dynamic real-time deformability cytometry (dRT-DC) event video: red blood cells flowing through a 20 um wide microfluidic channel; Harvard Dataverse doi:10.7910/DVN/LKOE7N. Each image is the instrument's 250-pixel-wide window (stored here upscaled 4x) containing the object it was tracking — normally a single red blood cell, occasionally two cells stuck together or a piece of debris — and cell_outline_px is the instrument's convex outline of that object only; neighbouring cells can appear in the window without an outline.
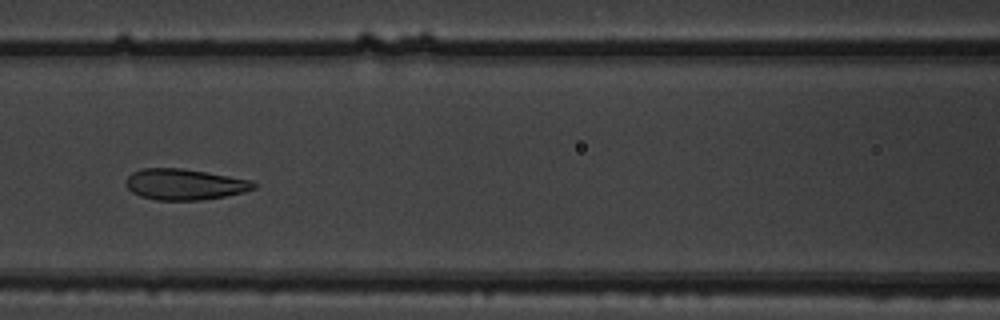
{"species": "common noctule bat (a hibernating species)", "species_latin": "Nyctalus noctula", "temperature_condition": "warm", "stored_images_in_passage": 7, "camera_frame_rate_fps": 3000, "um_per_image_px": 0.085, "animal": {"sex": "male", "body_mass_g": 19.5, "forearm_length_mm": 54.6}, "frame": {"image": 1, "passage_image": 5, "time_ms": 1.333, "image_size_px": [1000, 320], "cell_outline_px": [[256, 188], [244, 192], [224, 196], [200, 200], [156, 200], [140, 196], [132, 192], [124, 184], [124, 180], [132, 172], [140, 168], [184, 168], [252, 180], [256, 184]], "centroid_in_image_um": [15.66, 15.66], "position_along_channel_um": 150.9, "area_um2": 23.24}}
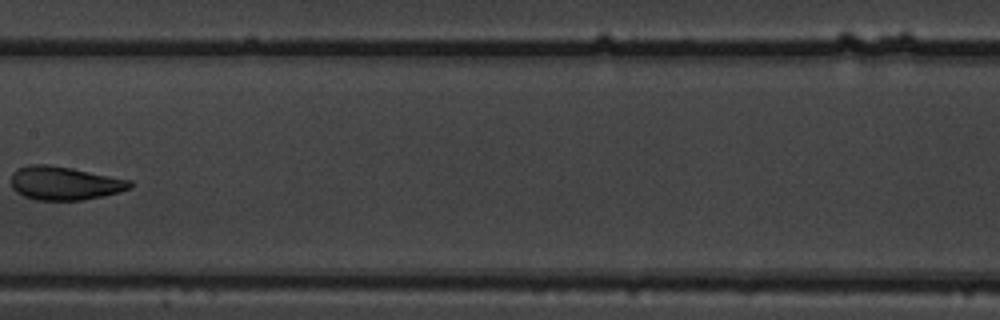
{"frame": {"image": 2, "passage_image": 6, "time_ms": 1.667, "image_size_px": [1000, 320], "cell_outline_px": [[132, 188], [120, 192], [104, 196], [84, 200], [36, 200], [24, 196], [16, 192], [12, 188], [12, 172], [16, 168], [32, 164], [48, 164], [72, 168], [132, 180]], "centroid_in_image_um": [5.5, 15.57], "position_along_channel_um": 201.9, "area_um2": 23.47}}
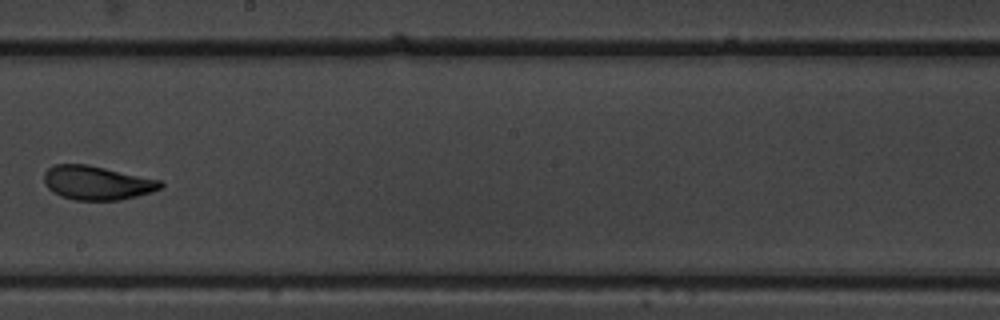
{"frame": {"image": 3, "passage_image": 7, "time_ms": 2.0, "image_size_px": [1000, 320], "cell_outline_px": [[164, 184], [160, 188], [152, 192], [120, 200], [76, 200], [60, 196], [48, 188], [44, 184], [44, 172], [52, 164], [88, 164], [160, 180]], "centroid_in_image_um": [8.21, 15.53], "position_along_channel_um": 240.0, "area_um2": 23.06}}